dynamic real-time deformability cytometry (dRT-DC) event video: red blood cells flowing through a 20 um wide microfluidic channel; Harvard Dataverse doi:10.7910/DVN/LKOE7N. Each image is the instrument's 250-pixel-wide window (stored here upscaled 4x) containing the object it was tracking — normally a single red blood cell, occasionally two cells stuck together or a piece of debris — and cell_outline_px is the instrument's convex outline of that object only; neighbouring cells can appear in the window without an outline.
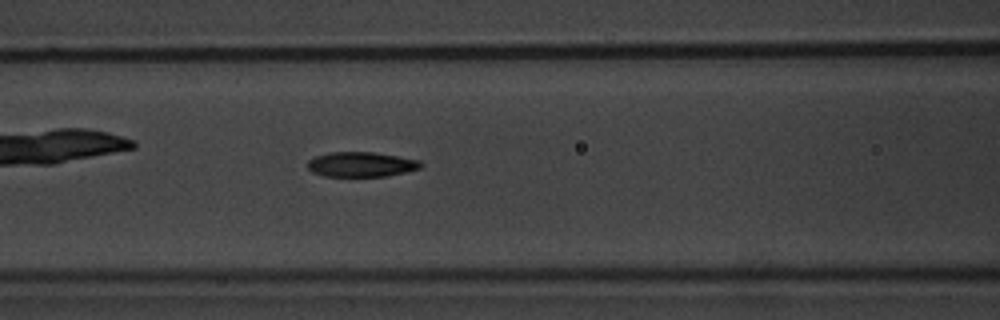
{"species": "common noctule bat (a hibernating species)", "species_latin": "Nyctalus noctula", "temperature_condition": "warm", "stored_images_in_passage": 53, "camera_frame_rate_fps": 3000, "um_per_image_px": 0.085, "animal": {"sex": "male", "body_mass_g": 20.1, "forearm_length_mm": 53.5}, "frame": {"image": 1, "passage_image": 23, "time_ms": 7.333, "image_size_px": [1000, 320], "cell_outline_px": [[424, 164], [420, 168], [388, 176], [324, 176], [312, 172], [308, 168], [308, 160], [316, 156], [332, 152], [372, 152], [420, 160]], "centroid_in_image_um": [30.71, 13.97], "position_along_channel_um": 135.9, "area_um2": 16.3}}
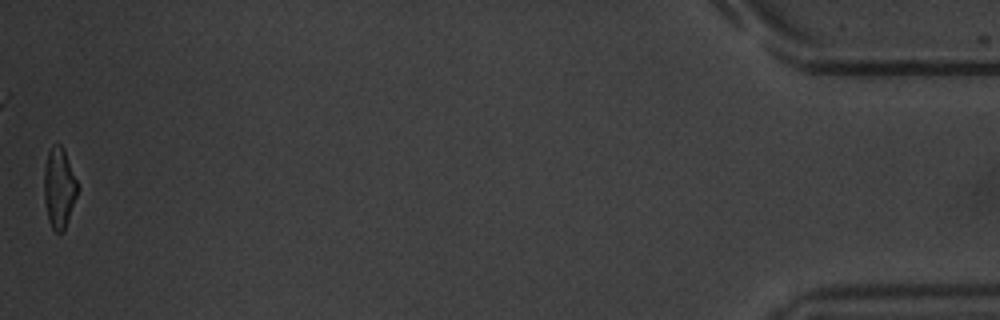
{"frame": {"image": 2, "passage_image": 53, "time_ms": 17.333, "image_size_px": [1000, 320], "cell_outline_px": [[80, 188], [64, 232], [56, 232], [52, 228], [48, 220], [44, 200], [44, 168], [48, 152], [52, 144], [60, 144], [64, 148]], "centroid_in_image_um": [5.04, 15.97], "position_along_channel_um": 430.2, "area_um2": 16.01}, "authors_computed_cell_mechanics": {"area_um2": 16.5308, "velocity_mm_per_s": 3.8439, "shape_relaxation_time_tau1_ms": 2.8398, "shape_relaxation_time_tau2_ms": 2.5639, "deformation_change_tau1": 0.1529, "deformation_change_tau2": 0.0943}}